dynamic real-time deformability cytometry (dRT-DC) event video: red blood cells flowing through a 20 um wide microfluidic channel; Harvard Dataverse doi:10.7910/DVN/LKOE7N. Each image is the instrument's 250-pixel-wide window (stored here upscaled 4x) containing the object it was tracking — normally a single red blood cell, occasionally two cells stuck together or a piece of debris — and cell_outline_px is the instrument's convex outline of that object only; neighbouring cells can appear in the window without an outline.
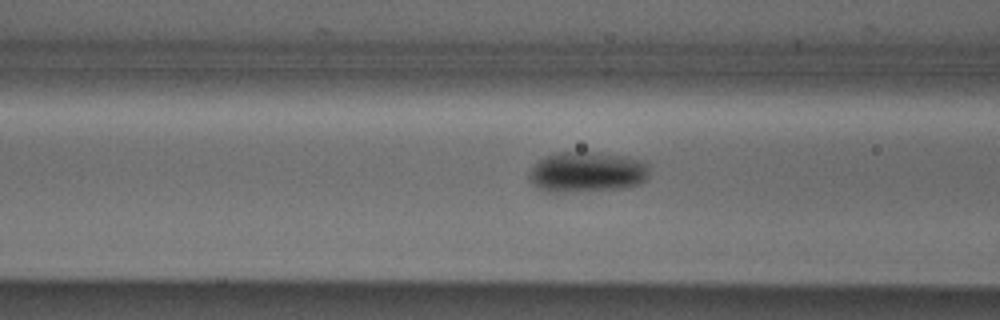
{"species": "Egyptian fruit bat (a non-hibernating species)", "species_latin": "Rousettus aegyptiacus", "temperature_condition": "cold", "stored_images_in_passage": 9, "camera_frame_rate_fps": 3000, "um_per_image_px": 0.085, "animal": {"sex": "male"}, "frame": {"image": 1, "passage_image": 7, "time_ms": 2.0, "image_size_px": [1000, 320], "cell_outline_px": [[648, 180], [640, 184], [624, 188], [564, 192], [544, 192], [536, 188], [528, 180], [528, 176], [532, 168], [544, 156], [556, 152], [588, 152], [628, 156], [648, 160]], "centroid_in_image_um": [49.92, 14.62], "position_along_channel_um": 116.7, "area_um2": 28.9}}